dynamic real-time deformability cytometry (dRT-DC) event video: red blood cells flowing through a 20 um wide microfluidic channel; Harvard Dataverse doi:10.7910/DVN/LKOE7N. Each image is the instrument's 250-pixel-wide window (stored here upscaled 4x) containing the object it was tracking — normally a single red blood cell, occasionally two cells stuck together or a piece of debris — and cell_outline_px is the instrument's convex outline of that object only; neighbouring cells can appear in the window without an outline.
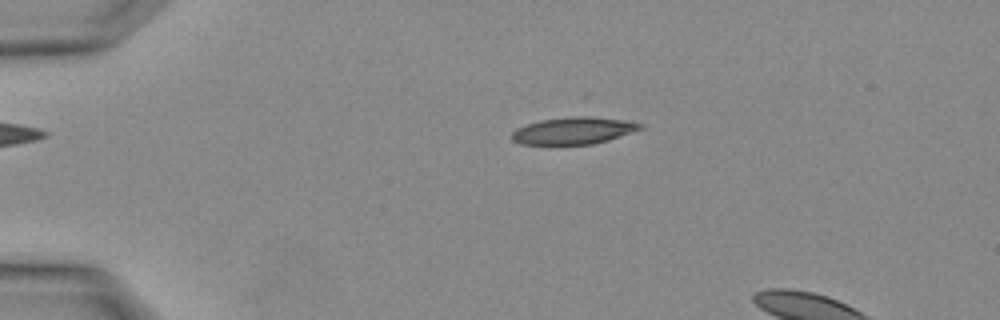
{"species": "Egyptian fruit bat (a non-hibernating species)", "species_latin": "Rousettus aegyptiacus", "temperature_condition": "warm", "stored_images_in_passage": 4, "camera_frame_rate_fps": 3000, "um_per_image_px": 0.085, "animal": {"sex": "female"}, "frame": {"image": 1, "passage_image": 3, "time_ms": 0.667, "image_size_px": [1000, 320], "cell_outline_px": [[644, 128], [608, 140], [592, 144], [524, 144], [512, 140], [512, 132], [516, 128], [540, 120], [568, 116], [592, 116], [628, 120], [644, 124]], "centroid_in_image_um": [48.79, 11.09], "position_along_channel_um": 36.2, "area_um2": 20.29}}